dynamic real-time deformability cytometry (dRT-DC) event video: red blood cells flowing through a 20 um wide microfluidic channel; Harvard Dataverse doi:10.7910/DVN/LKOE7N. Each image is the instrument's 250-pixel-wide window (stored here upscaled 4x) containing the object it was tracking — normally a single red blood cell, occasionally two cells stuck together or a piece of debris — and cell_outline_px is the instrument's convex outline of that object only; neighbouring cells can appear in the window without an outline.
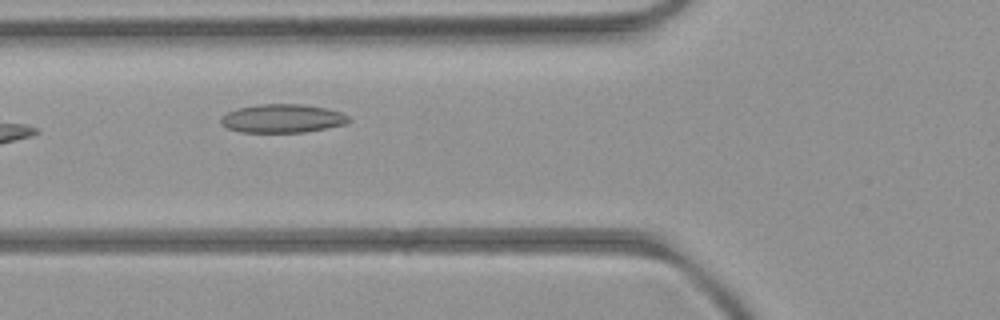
{"species": "common noctule bat (a hibernating species)", "species_latin": "Nyctalus noctula", "temperature_condition": "room temperature", "stored_images_in_passage": 8, "camera_frame_rate_fps": 3000, "um_per_image_px": 0.085, "animal": {"sex": "female", "body_mass_g": 21.9}, "frame": {"image": 1, "passage_image": 5, "time_ms": 4.667, "image_size_px": [1000, 320], "cell_outline_px": [[352, 120], [344, 124], [304, 132], [240, 132], [228, 128], [220, 124], [220, 116], [236, 108], [260, 104], [304, 104], [328, 108], [340, 112], [348, 116]], "centroid_in_image_um": [23.98, 10.06], "position_along_channel_um": 101.8, "area_um2": 21.33}}
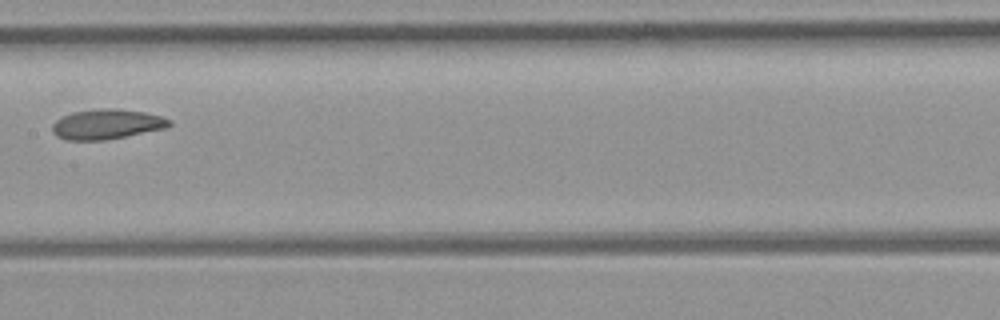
{"frame": {"image": 2, "passage_image": 7, "time_ms": 7.0, "image_size_px": [1000, 320], "cell_outline_px": [[172, 124], [168, 128], [104, 140], [68, 140], [56, 136], [52, 132], [52, 124], [56, 120], [72, 112], [100, 108], [120, 108], [144, 112], [160, 116], [172, 120]], "centroid_in_image_um": [9.1, 10.55], "position_along_channel_um": 198.3, "area_um2": 20.58}}
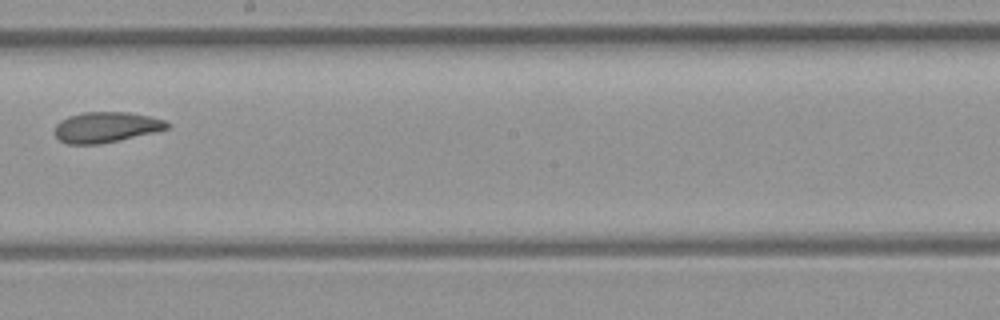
{"frame": {"image": 3, "passage_image": 8, "time_ms": 8.0, "image_size_px": [1000, 320], "cell_outline_px": [[168, 128], [120, 140], [100, 144], [68, 144], [60, 140], [52, 132], [56, 124], [60, 120], [68, 116], [84, 112], [128, 112], [148, 116], [164, 120], [168, 124]], "centroid_in_image_um": [8.94, 10.81], "position_along_channel_um": 239.3, "area_um2": 19.88}}